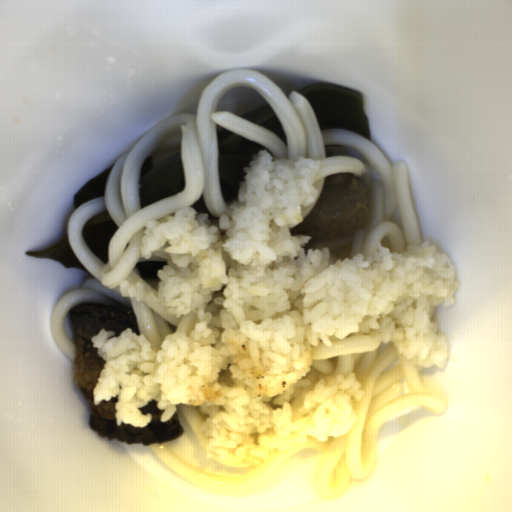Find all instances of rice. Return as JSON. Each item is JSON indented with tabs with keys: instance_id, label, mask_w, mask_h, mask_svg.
<instances>
[{
	"instance_id": "1",
	"label": "rice",
	"mask_w": 512,
	"mask_h": 512,
	"mask_svg": "<svg viewBox=\"0 0 512 512\" xmlns=\"http://www.w3.org/2000/svg\"><path fill=\"white\" fill-rule=\"evenodd\" d=\"M320 165L261 149L218 223L191 208L146 222L140 257L170 244L157 271L160 307L179 319L197 312V321L160 350L130 328L91 339L105 361L93 404L116 398L117 427L151 423L139 409L150 401L163 423L193 404L207 416L198 429L208 458L260 464L308 437H343L357 422L365 390L355 373L310 379L319 341L332 348L330 337L368 333L422 368H444L448 341L434 312L460 288L451 258L430 242L345 259L330 247L305 251L312 237L291 231L317 199Z\"/></svg>"
},
{
	"instance_id": "2",
	"label": "rice",
	"mask_w": 512,
	"mask_h": 512,
	"mask_svg": "<svg viewBox=\"0 0 512 512\" xmlns=\"http://www.w3.org/2000/svg\"><path fill=\"white\" fill-rule=\"evenodd\" d=\"M119 292L121 296L130 297L137 302L143 299L146 289L144 283L137 282L136 284H132L129 280H123L119 285Z\"/></svg>"
}]
</instances>
